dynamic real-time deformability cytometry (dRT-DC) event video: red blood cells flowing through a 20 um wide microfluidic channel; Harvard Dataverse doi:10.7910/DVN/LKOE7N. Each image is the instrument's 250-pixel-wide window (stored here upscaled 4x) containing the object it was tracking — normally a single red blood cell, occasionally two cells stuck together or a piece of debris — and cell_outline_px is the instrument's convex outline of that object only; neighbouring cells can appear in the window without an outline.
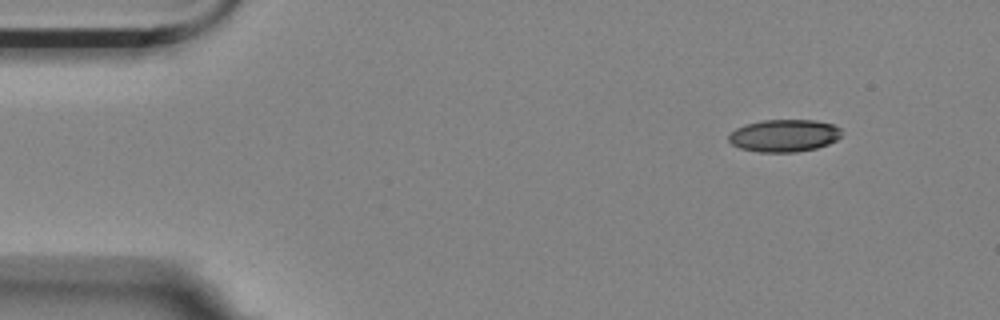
{"species": "Egyptian fruit bat (a non-hibernating species)", "species_latin": "Rousettus aegyptiacus", "temperature_condition": "room temperature", "stored_images_in_passage": 4, "camera_frame_rate_fps": 3000, "um_per_image_px": 0.085, "animal": {"sex": "female"}, "frame": {"image": 1, "passage_image": 1, "time_ms": 0.0, "image_size_px": [1000, 320], "cell_outline_px": [[840, 136], [836, 140], [828, 144], [816, 148], [796, 152], [760, 152], [740, 148], [732, 144], [728, 140], [728, 136], [736, 128], [748, 124], [764, 120], [816, 120], [832, 124], [840, 128]], "centroid_in_image_um": [66.65, 11.53], "position_along_channel_um": 18.3, "area_um2": 21.15}}